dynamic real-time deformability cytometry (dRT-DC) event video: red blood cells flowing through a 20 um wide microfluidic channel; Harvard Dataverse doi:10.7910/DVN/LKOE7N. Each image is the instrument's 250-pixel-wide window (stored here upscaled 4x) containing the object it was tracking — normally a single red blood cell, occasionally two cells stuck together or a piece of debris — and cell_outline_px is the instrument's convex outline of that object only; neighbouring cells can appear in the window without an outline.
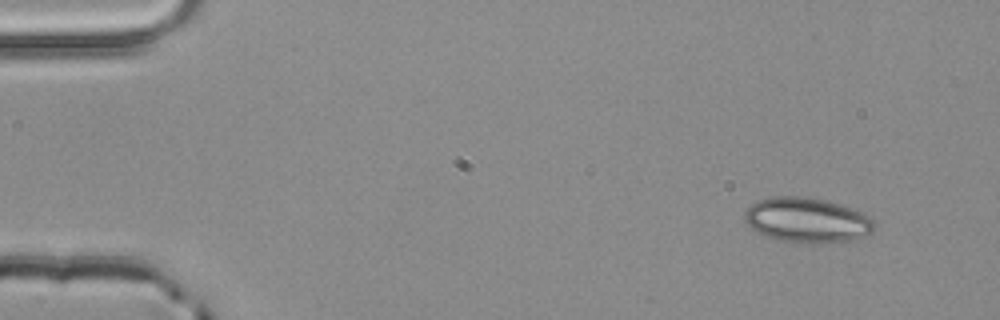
{"species": "common noctule bat (a hibernating species)", "species_latin": "Nyctalus noctula", "temperature_condition": "room temperature", "stored_images_in_passage": 3, "camera_frame_rate_fps": 3000, "um_per_image_px": 0.085, "animal": {"sex": "male", "body_mass_g": 20.4}, "frame": {"image": 1, "passage_image": 1, "time_ms": 0.0, "image_size_px": [1000, 320], "cell_outline_px": [[876, 224], [872, 232], [856, 240], [824, 244], [804, 244], [780, 240], [768, 236], [752, 228], [744, 220], [744, 212], [756, 200], [772, 196], [800, 196], [824, 200], [840, 204], [864, 212]], "centroid_in_image_um": [68.63, 18.72], "position_along_channel_um": 16.4, "area_um2": 34.39}}